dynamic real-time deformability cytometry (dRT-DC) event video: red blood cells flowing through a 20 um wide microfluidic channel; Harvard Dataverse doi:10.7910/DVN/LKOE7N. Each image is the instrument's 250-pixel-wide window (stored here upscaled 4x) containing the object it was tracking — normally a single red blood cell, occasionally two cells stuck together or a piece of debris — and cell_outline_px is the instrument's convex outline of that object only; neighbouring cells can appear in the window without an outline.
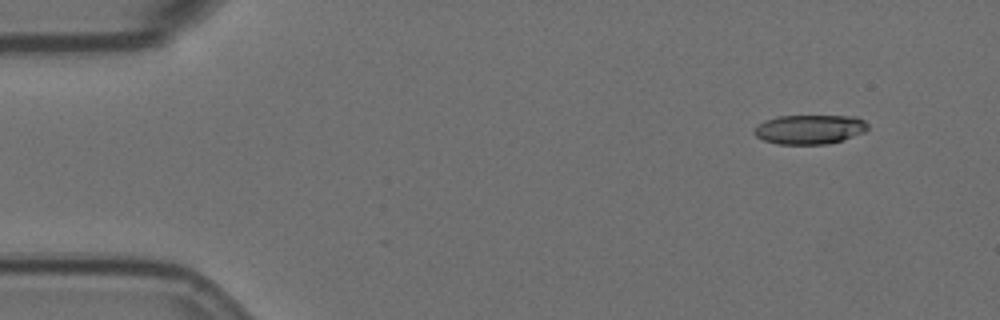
{"species": "Egyptian fruit bat (a non-hibernating species)", "species_latin": "Rousettus aegyptiacus", "temperature_condition": "room temperature", "stored_images_in_passage": 42, "camera_frame_rate_fps": 3000, "um_per_image_px": 0.085, "animal": {"sex": "female"}, "frame": {"image": 1, "passage_image": 1, "time_ms": 0.0, "image_size_px": [1000, 320], "cell_outline_px": [[868, 128], [864, 132], [828, 144], [776, 144], [764, 140], [756, 136], [752, 132], [764, 120], [776, 116], [856, 116], [864, 120], [868, 124]], "centroid_in_image_um": [68.81, 10.99], "position_along_channel_um": 16.2, "area_um2": 19.36}}
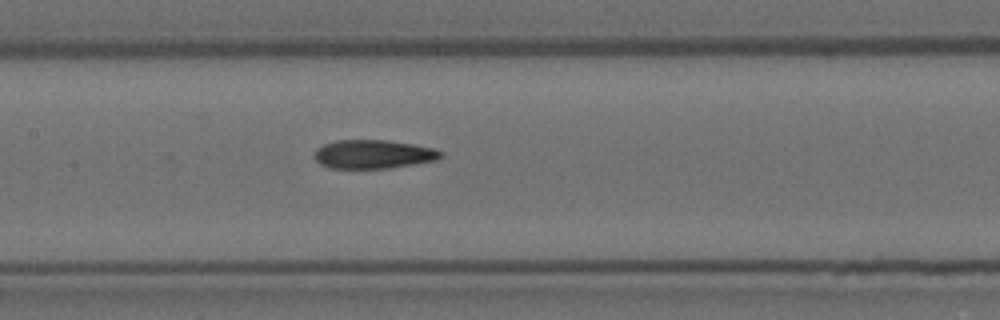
{"frame": {"image": 2, "passage_image": 23, "time_ms": 7.333, "image_size_px": [1000, 320], "cell_outline_px": [[444, 156], [436, 160], [388, 168], [328, 168], [320, 164], [316, 160], [316, 148], [324, 144], [336, 140], [384, 140], [412, 144], [436, 148], [444, 152]], "centroid_in_image_um": [31.76, 13.1], "position_along_channel_um": 175.6, "area_um2": 21.1}}
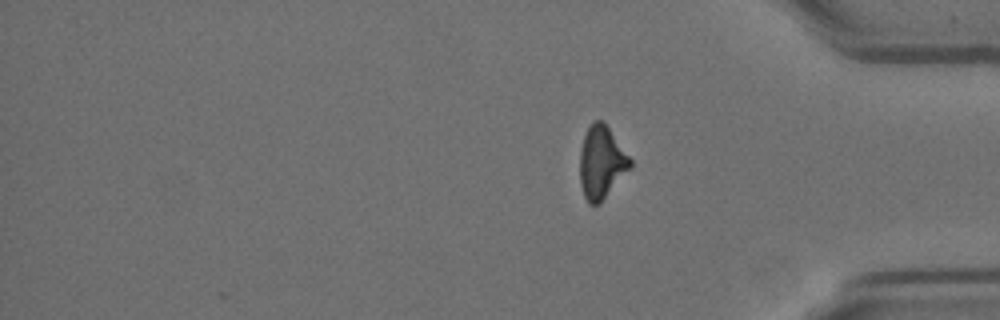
{"frame": {"image": 3, "passage_image": 42, "time_ms": 13.667, "image_size_px": [1000, 320], "cell_outline_px": [[632, 168], [600, 204], [588, 204], [584, 196], [580, 184], [580, 152], [584, 136], [592, 120], [604, 120], [632, 160]], "centroid_in_image_um": [51.14, 13.81], "position_along_channel_um": 384.1, "area_um2": 21.68}, "authors_computed_cell_mechanics": {"area_um2": 21.2993, "velocity_mm_per_s": 3.5273, "shape_relaxation_time_tau1_ms": 5.9627, "shape_relaxation_time_tau2_ms": 2.8462, "deformation_change_tau1": 0.2052, "deformation_change_tau2": 0.1158}}